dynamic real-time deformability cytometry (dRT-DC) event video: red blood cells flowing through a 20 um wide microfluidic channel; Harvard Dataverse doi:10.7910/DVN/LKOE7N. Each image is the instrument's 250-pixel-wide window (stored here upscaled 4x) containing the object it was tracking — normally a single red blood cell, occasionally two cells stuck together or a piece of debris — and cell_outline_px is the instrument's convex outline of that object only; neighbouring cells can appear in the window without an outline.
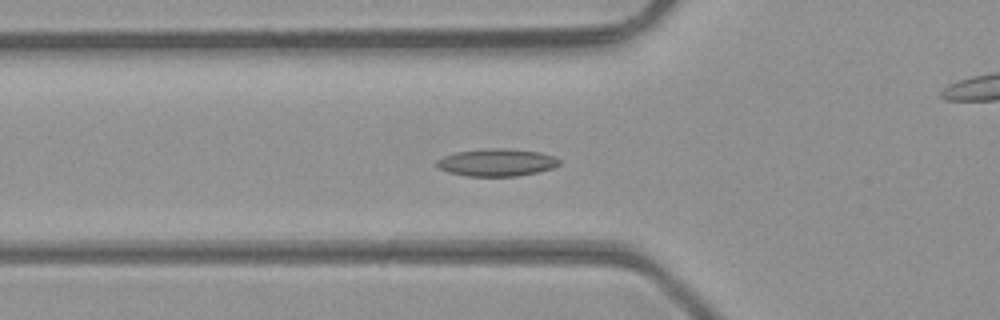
{"species": "common noctule bat (a hibernating species)", "species_latin": "Nyctalus noctula", "temperature_condition": "room temperature", "stored_images_in_passage": 38, "camera_frame_rate_fps": 3000, "um_per_image_px": 0.085, "animal": {"sex": "male", "body_mass_g": 23.1, "forearm_length_mm": 52.7}, "frame": {"image": 1, "passage_image": 6, "time_ms": 1.667, "image_size_px": [1000, 320], "cell_outline_px": [[560, 164], [552, 168], [536, 172], [516, 176], [468, 176], [448, 172], [440, 168], [436, 164], [436, 160], [444, 156], [456, 152], [488, 148], [508, 148], [540, 152], [552, 156], [560, 160]], "centroid_in_image_um": [42.21, 13.8], "position_along_channel_um": 83.6, "area_um2": 19.48}}
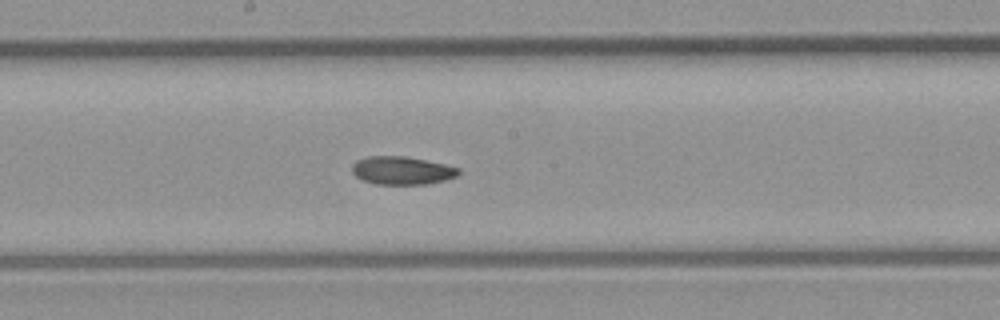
{"frame": {"image": 2, "passage_image": 15, "time_ms": 4.667, "image_size_px": [1000, 320], "cell_outline_px": [[460, 172], [456, 176], [444, 180], [428, 184], [376, 184], [364, 180], [356, 176], [352, 172], [352, 164], [356, 160], [368, 156], [404, 156], [444, 164], [460, 168]], "centroid_in_image_um": [34.15, 14.49], "position_along_channel_um": 214.0, "area_um2": 17.34}}
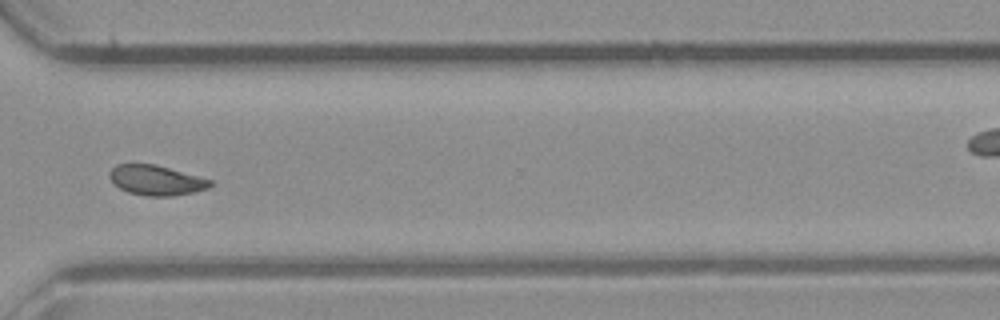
{"frame": {"image": 3, "passage_image": 25, "time_ms": 8.0, "image_size_px": [1000, 320], "cell_outline_px": [[212, 184], [208, 188], [192, 192], [172, 196], [144, 196], [128, 192], [120, 188], [108, 176], [108, 172], [116, 164], [156, 164], [212, 180]], "centroid_in_image_um": [13.26, 15.31], "position_along_channel_um": 357.3, "area_um2": 17.51}, "authors_computed_cell_mechanics": {"area_um2": 17.629, "velocity_mm_per_s": 4.3097, "shape_relaxation_time_tau1_ms": 6.0996, "shape_relaxation_time_tau2_ms": 6.4397, "deformation_change_tau1": 0.1356, "deformation_change_tau2": 0.1176}}